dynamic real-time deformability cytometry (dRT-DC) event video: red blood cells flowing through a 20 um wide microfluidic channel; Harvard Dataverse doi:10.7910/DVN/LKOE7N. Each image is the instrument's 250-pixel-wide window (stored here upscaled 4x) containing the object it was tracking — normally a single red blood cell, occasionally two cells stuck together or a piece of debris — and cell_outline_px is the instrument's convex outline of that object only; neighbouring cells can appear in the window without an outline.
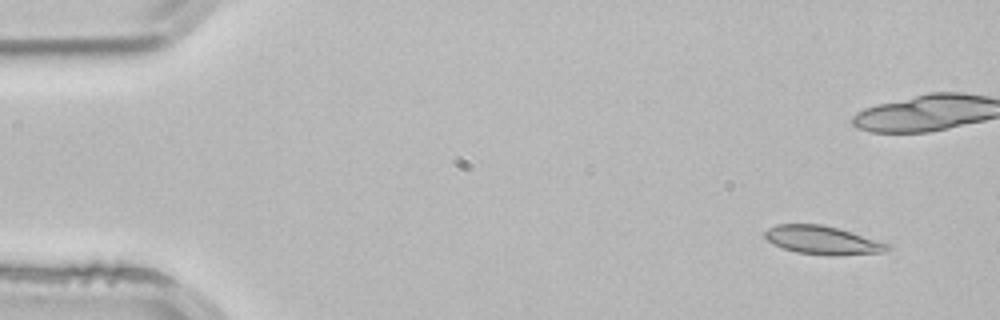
{"species": "common noctule bat (a hibernating species)", "species_latin": "Nyctalus noctula", "temperature_condition": "room temperature", "stored_images_in_passage": 3, "camera_frame_rate_fps": 3000, "um_per_image_px": 0.085, "animal": {"sex": "male", "body_mass_g": 21.5, "forearm_length_mm": 52.0}, "frame": {"image": 1, "passage_image": 1, "time_ms": 0.0, "image_size_px": [1000, 320], "cell_outline_px": [[892, 248], [884, 252], [832, 256], [796, 252], [784, 248], [768, 240], [764, 236], [764, 232], [768, 228], [776, 224], [820, 224], [840, 228], [888, 244]], "centroid_in_image_um": [69.92, 20.41], "position_along_channel_um": 15.1, "area_um2": 20.17}}